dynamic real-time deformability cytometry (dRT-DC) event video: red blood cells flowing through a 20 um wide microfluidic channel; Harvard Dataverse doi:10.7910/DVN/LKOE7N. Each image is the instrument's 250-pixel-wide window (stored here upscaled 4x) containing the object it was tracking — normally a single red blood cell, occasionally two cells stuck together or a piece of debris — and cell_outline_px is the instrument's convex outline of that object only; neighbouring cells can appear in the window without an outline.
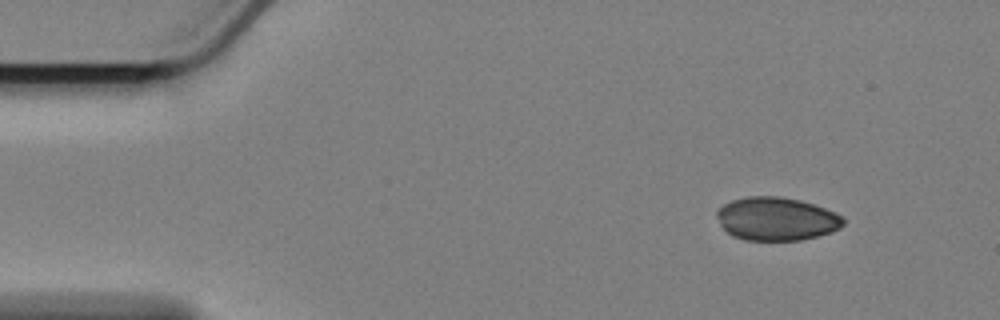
{"species": "Egyptian fruit bat (a non-hibernating species)", "species_latin": "Rousettus aegyptiacus", "temperature_condition": "cold", "stored_images_in_passage": 53, "camera_frame_rate_fps": 3000, "um_per_image_px": 0.085, "animal": {"sex": "female"}, "frame": {"image": 1, "passage_image": 1, "time_ms": 0.0, "image_size_px": [1000, 320], "cell_outline_px": [[844, 224], [840, 228], [832, 232], [800, 240], [744, 240], [732, 236], [720, 224], [716, 216], [716, 212], [724, 204], [732, 200], [748, 196], [780, 196], [800, 200], [824, 208], [840, 216], [844, 220]], "centroid_in_image_um": [65.97, 18.6], "position_along_channel_um": 19.0, "area_um2": 31.73}}
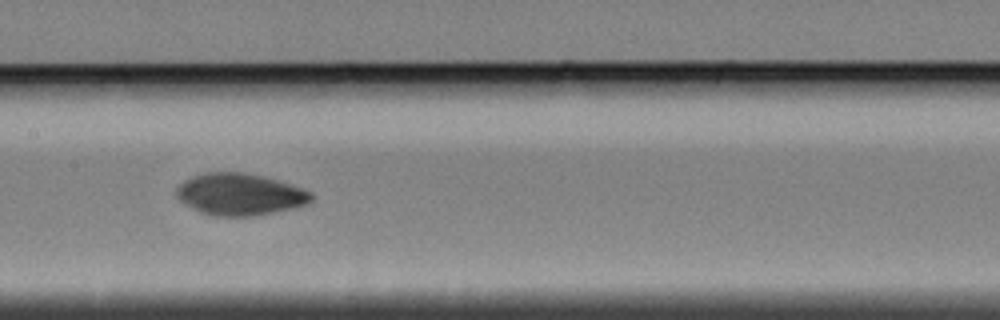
{"frame": {"image": 2, "passage_image": 23, "time_ms": 7.333, "image_size_px": [1000, 320], "cell_outline_px": [[312, 200], [304, 204], [292, 208], [252, 216], [212, 216], [200, 212], [184, 204], [176, 196], [176, 188], [184, 180], [192, 176], [208, 172], [240, 172], [264, 176], [280, 180], [312, 192]], "centroid_in_image_um": [20.36, 16.51], "position_along_channel_um": 187.0, "area_um2": 32.83}}
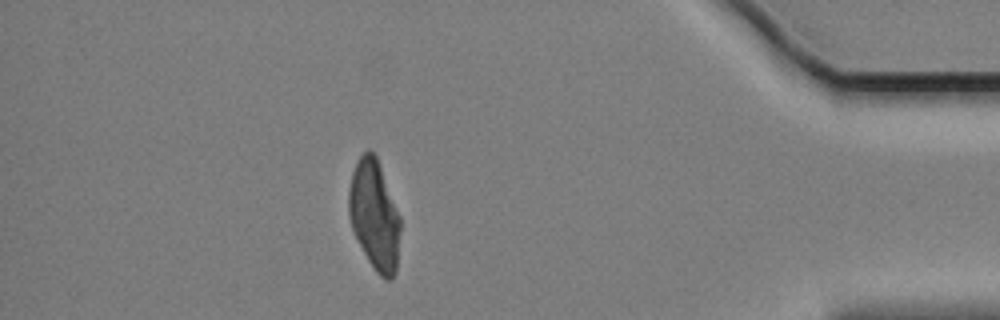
{"frame": {"image": 3, "passage_image": 46, "time_ms": 15.0, "image_size_px": [1000, 320], "cell_outline_px": [[400, 232], [396, 272], [392, 280], [384, 280], [376, 272], [368, 260], [352, 228], [348, 216], [348, 192], [352, 172], [360, 156], [368, 148], [376, 156], [400, 216]], "centroid_in_image_um": [31.82, 18.31], "position_along_channel_um": 403.4, "area_um2": 32.83}}